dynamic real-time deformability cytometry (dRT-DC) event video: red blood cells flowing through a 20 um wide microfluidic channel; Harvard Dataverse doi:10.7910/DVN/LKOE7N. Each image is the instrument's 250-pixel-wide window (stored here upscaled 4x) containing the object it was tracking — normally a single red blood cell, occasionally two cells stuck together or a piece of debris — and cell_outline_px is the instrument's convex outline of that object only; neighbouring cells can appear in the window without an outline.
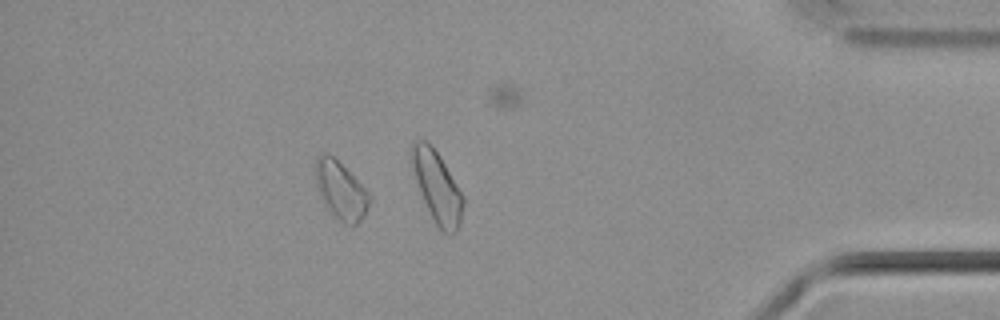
{"species": "common noctule bat (a hibernating species)", "species_latin": "Nyctalus noctula", "temperature_condition": "cold", "stored_images_in_passage": 47, "camera_frame_rate_fps": 3000, "um_per_image_px": 0.085, "animal": {"sex": "male", "body_mass_g": 21.5, "forearm_length_mm": 52.0}, "frame": {"image": 1, "passage_image": 40, "time_ms": 13.0, "image_size_px": [1000, 320], "cell_outline_px": [[372, 200], [364, 216], [352, 228], [336, 220], [328, 212], [316, 188], [316, 156], [320, 152], [328, 152], [372, 196]], "centroid_in_image_um": [28.95, 16.25], "position_along_channel_um": 406.3, "area_um2": 18.44}, "authors_computed_cell_mechanics": {"area_um2": 16.4152, "velocity_mm_per_s": 3.6375, "shape_relaxation_time_tau1_ms": 9.4907, "shape_relaxation_time_tau2_ms": null, "deformation_change_tau1": 0.0738, "deformation_change_tau2": null}}